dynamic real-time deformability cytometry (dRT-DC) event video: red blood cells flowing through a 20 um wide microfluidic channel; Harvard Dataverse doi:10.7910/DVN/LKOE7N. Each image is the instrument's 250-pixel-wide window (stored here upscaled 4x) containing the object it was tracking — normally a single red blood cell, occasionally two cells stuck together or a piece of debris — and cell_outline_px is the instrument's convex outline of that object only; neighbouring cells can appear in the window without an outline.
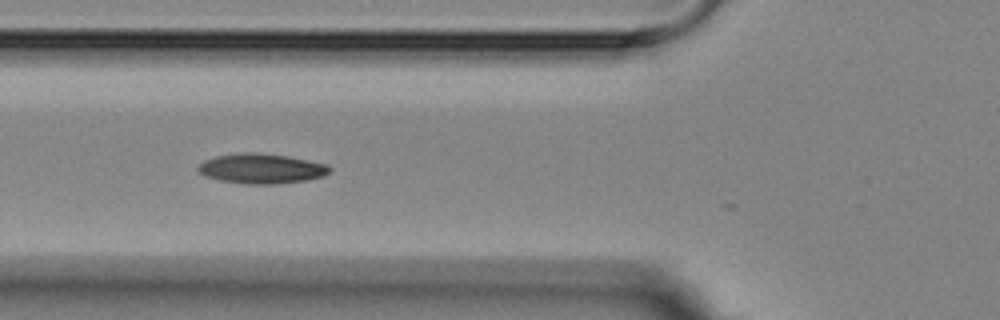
{"species": "Egyptian fruit bat (a non-hibernating species)", "species_latin": "Rousettus aegyptiacus", "temperature_condition": "room temperature", "stored_images_in_passage": 8, "camera_frame_rate_fps": 3000, "um_per_image_px": 0.085, "animal": {"sex": "female"}, "frame": {"image": 1, "passage_image": 3, "time_ms": 2.333, "image_size_px": [1000, 320], "cell_outline_px": [[332, 168], [324, 176], [304, 180], [276, 184], [244, 184], [220, 180], [204, 176], [196, 168], [204, 160], [216, 156], [236, 152], [256, 152], [288, 156], [328, 164]], "centroid_in_image_um": [22.2, 14.32], "position_along_channel_um": 103.6, "area_um2": 23.06}}